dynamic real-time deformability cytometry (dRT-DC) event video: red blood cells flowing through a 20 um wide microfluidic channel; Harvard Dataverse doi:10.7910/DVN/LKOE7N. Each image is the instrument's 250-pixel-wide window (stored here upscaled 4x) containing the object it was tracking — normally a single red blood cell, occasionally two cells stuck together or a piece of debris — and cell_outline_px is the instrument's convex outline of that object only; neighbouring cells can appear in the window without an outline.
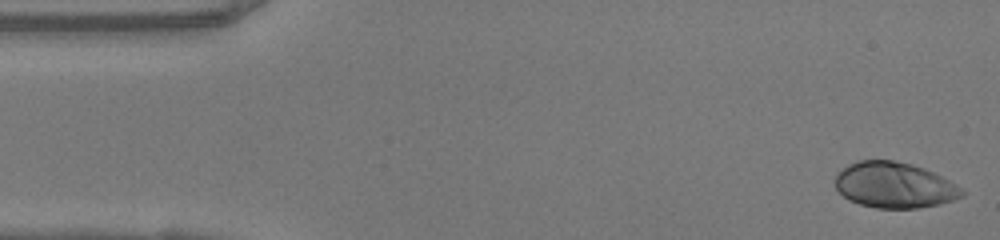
{"species": "human", "species_latin": "Homo sapiens", "temperature_condition": "warm", "stored_images_in_passage": 48, "camera_frame_rate_fps": 3000, "um_per_image_px": 0.085, "donor": {"sex": "female"}, "frame": {"image": 1, "passage_image": 1, "time_ms": 0.0, "image_size_px": [1000, 240], "cell_outline_px": [[964, 196], [940, 204], [916, 208], [876, 208], [860, 204], [848, 200], [836, 188], [836, 172], [848, 164], [856, 160], [892, 160], [912, 164], [924, 168], [948, 180], [960, 188], [964, 192]], "centroid_in_image_um": [75.98, 15.73], "position_along_channel_um": 9.0, "area_um2": 33.7}}
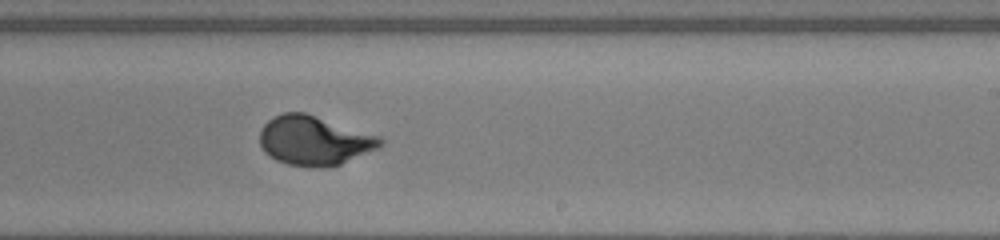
{"frame": {"image": 2, "passage_image": 28, "time_ms": 9.0, "image_size_px": [1000, 240], "cell_outline_px": [[384, 144], [380, 148], [340, 164], [320, 168], [316, 168], [288, 164], [276, 160], [264, 152], [260, 144], [260, 128], [272, 116], [284, 112], [304, 112], [380, 136], [384, 140]], "centroid_in_image_um": [26.71, 11.95], "position_along_channel_um": 262.3, "area_um2": 34.85}}
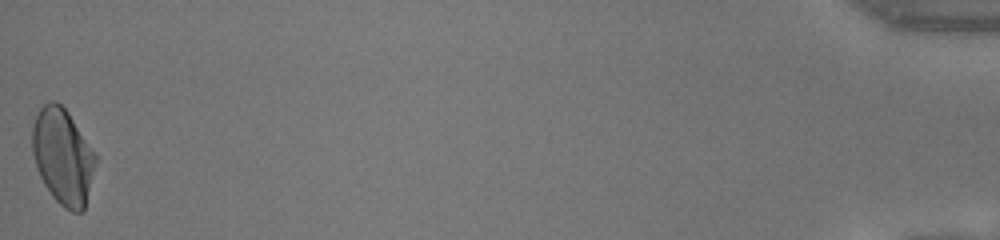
{"frame": {"image": 3, "passage_image": 48, "time_ms": 15.667, "image_size_px": [1000, 240], "cell_outline_px": [[96, 160], [84, 212], [72, 212], [64, 208], [52, 196], [44, 184], [36, 168], [32, 152], [32, 124], [40, 108], [48, 100], [56, 100], [68, 112], [96, 156]], "centroid_in_image_um": [5.31, 13.3], "position_along_channel_um": 429.9, "area_um2": 35.14}, "authors_computed_cell_mechanics": {"area_um2": 33.8997, "velocity_mm_per_s": 4.1383, "shape_relaxation_time_tau1_ms": 4.662, "shape_relaxation_time_tau2_ms": null, "deformation_change_tau1": 0.2165, "deformation_change_tau2": null}}